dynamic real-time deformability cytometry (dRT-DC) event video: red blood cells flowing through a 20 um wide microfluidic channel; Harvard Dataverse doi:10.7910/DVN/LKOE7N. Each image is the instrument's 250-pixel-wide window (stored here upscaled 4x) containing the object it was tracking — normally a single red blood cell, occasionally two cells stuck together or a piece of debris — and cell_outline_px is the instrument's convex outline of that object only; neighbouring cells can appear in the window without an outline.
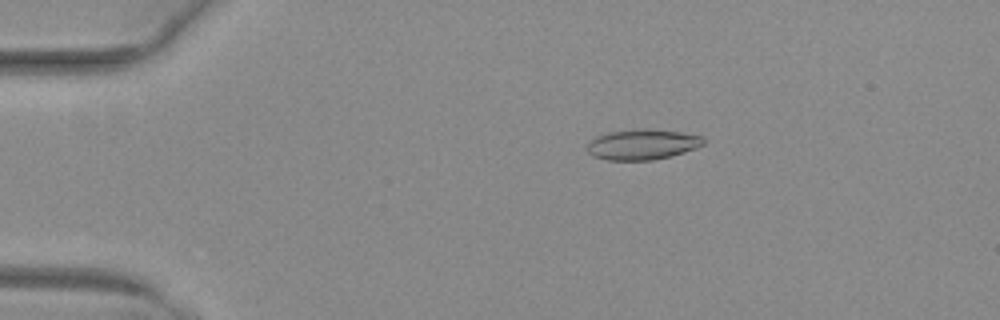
{"species": "common noctule bat (a hibernating species)", "species_latin": "Nyctalus noctula", "temperature_condition": "warm", "stored_images_in_passage": 52, "camera_frame_rate_fps": 3000, "um_per_image_px": 0.085, "animal": {"sex": "female", "body_mass_g": 29.2, "forearm_length_mm": 56.3}, "frame": {"image": 1, "passage_image": 11, "time_ms": 3.333, "image_size_px": [1000, 320], "cell_outline_px": [[704, 144], [696, 148], [684, 152], [652, 160], [608, 160], [592, 156], [588, 152], [588, 144], [596, 136], [608, 132], [640, 128], [648, 128], [680, 132], [704, 136]], "centroid_in_image_um": [54.61, 12.26], "position_along_channel_um": 30.4, "area_um2": 20.63}}
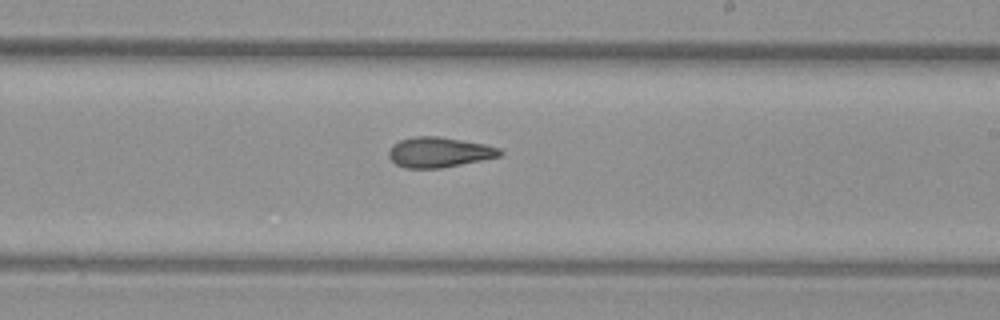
{"frame": {"image": 2, "passage_image": 32, "time_ms": 10.333, "image_size_px": [1000, 320], "cell_outline_px": [[504, 152], [500, 156], [440, 168], [404, 168], [396, 164], [388, 156], [388, 152], [392, 144], [400, 140], [412, 136], [436, 136], [484, 144], [500, 148]], "centroid_in_image_um": [37.28, 12.93], "position_along_channel_um": 251.7, "area_um2": 19.42}}
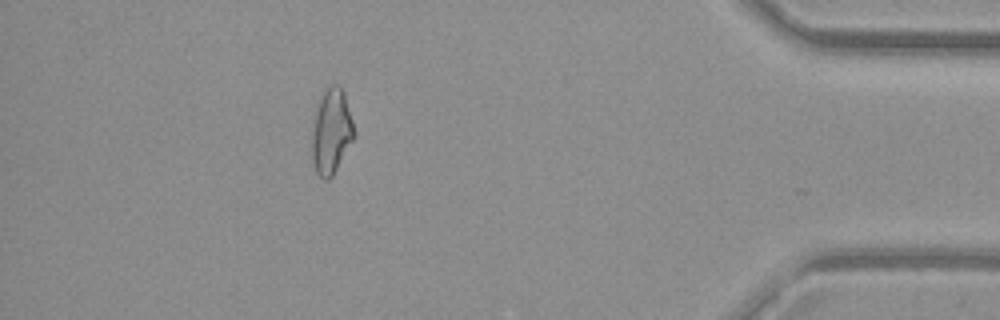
{"frame": {"image": 3, "passage_image": 47, "time_ms": 15.333, "image_size_px": [1000, 320], "cell_outline_px": [[356, 136], [332, 176], [328, 180], [324, 180], [316, 172], [312, 160], [312, 136], [316, 108], [324, 92], [332, 84], [340, 84], [344, 92], [352, 120]], "centroid_in_image_um": [28.18, 11.19], "position_along_channel_um": 407.0, "area_um2": 20.75}, "authors_computed_cell_mechanics": {"area_um2": 20.3167, "velocity_mm_per_s": 4.0792, "shape_relaxation_time_tau1_ms": null, "shape_relaxation_time_tau2_ms": 3.3697, "deformation_change_tau1": null, "deformation_change_tau2": 0.1125}}